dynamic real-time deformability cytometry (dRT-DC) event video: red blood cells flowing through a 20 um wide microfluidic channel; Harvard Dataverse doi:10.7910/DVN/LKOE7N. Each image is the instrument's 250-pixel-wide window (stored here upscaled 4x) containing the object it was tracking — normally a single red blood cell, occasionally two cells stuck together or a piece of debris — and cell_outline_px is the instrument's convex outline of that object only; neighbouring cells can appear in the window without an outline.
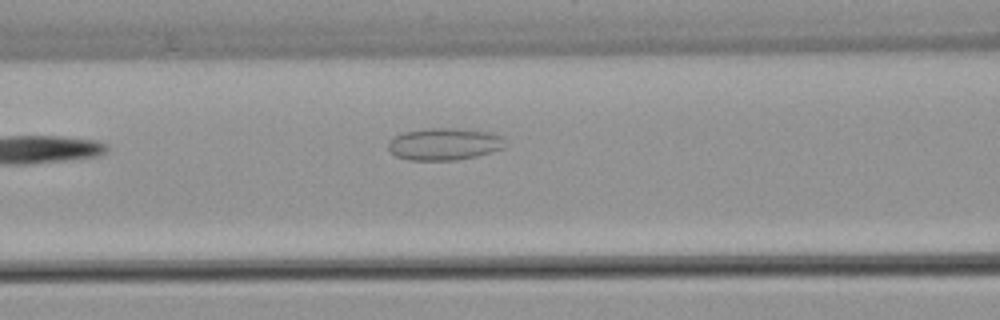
{"species": "common noctule bat (a hibernating species)", "species_latin": "Nyctalus noctula", "temperature_condition": "warm", "stored_images_in_passage": 4, "camera_frame_rate_fps": 3000, "um_per_image_px": 0.085, "animal": {"sex": "female", "body_mass_g": 22.7, "forearm_length_mm": 54.2}, "frame": {"image": 1, "passage_image": 4, "time_ms": 3.667, "image_size_px": [1000, 320], "cell_outline_px": [[508, 144], [504, 148], [476, 156], [456, 160], [408, 160], [396, 156], [388, 148], [388, 144], [396, 136], [404, 132], [428, 128], [460, 128], [492, 132], [500, 136]], "centroid_in_image_um": [37.81, 12.24], "position_along_channel_um": 128.8, "area_um2": 21.91}}